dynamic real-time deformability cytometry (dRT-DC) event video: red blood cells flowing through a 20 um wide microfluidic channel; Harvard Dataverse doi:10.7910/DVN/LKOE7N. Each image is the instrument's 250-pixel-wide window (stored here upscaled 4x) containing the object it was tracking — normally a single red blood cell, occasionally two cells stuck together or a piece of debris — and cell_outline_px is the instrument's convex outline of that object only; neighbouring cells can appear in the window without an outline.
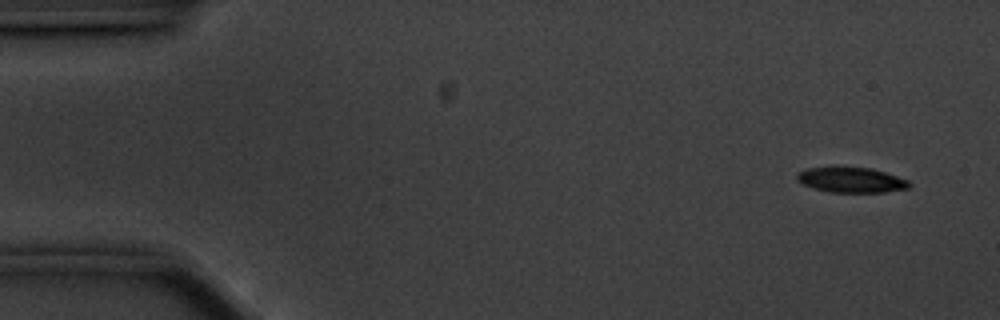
{"species": "common noctule bat (a hibernating species)", "species_latin": "Nyctalus noctula", "temperature_condition": "cold", "stored_images_in_passage": 54, "camera_frame_rate_fps": 3000, "um_per_image_px": 0.085, "animal": {"sex": "male", "body_mass_g": 20.1, "forearm_length_mm": 53.5}, "frame": {"image": 1, "passage_image": 1, "time_ms": 0.0, "image_size_px": [1000, 320], "cell_outline_px": [[912, 184], [908, 188], [884, 192], [828, 192], [804, 184], [796, 180], [796, 176], [800, 172], [808, 168], [832, 164], [840, 164], [868, 168], [884, 172], [908, 180]], "centroid_in_image_um": [72.31, 15.24], "position_along_channel_um": 12.7, "area_um2": 16.99}}
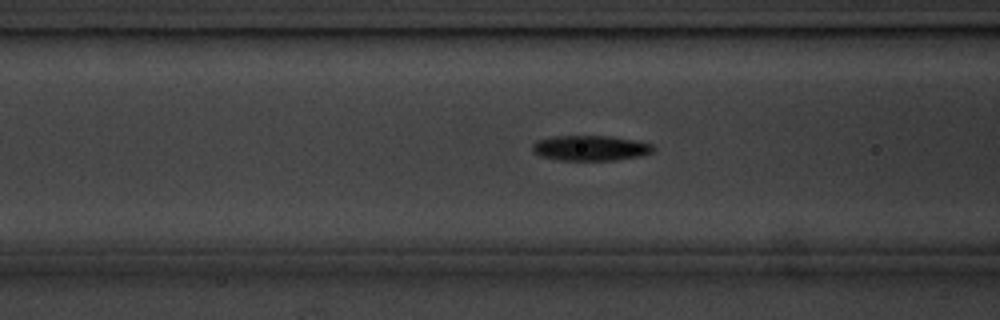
{"frame": {"image": 2, "passage_image": 19, "time_ms": 6.0, "image_size_px": [1000, 320], "cell_outline_px": [[656, 148], [652, 152], [640, 156], [616, 160], [560, 160], [540, 156], [532, 152], [532, 144], [536, 140], [552, 136], [608, 136], [632, 140], [652, 144]], "centroid_in_image_um": [50.15, 12.58], "position_along_channel_um": 116.5, "area_um2": 17.8}}
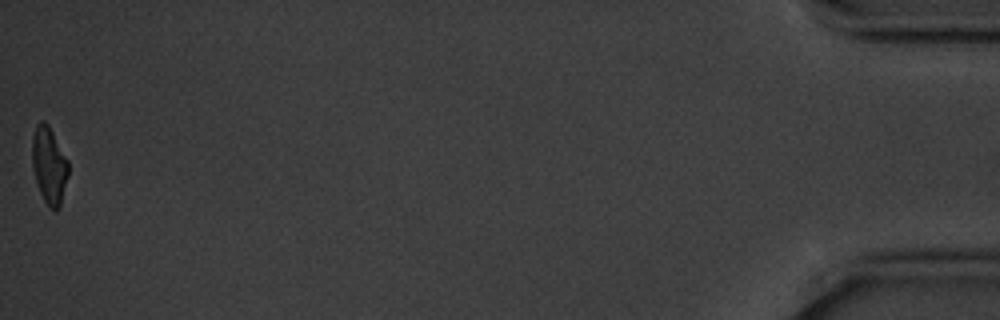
{"frame": {"image": 3, "passage_image": 54, "time_ms": 17.667, "image_size_px": [1000, 320], "cell_outline_px": [[68, 176], [60, 204], [56, 212], [44, 200], [40, 192], [36, 180], [32, 164], [32, 136], [36, 124], [40, 120], [44, 120], [48, 124], [68, 160]], "centroid_in_image_um": [4.17, 14.0], "position_along_channel_um": 431.0, "area_um2": 16.07}, "authors_computed_cell_mechanics": {"area_um2": 17.6001, "velocity_mm_per_s": 3.5371, "shape_relaxation_time_tau1_ms": 2.9242, "shape_relaxation_time_tau2_ms": 8.1539, "deformation_change_tau1": 0.1166, "deformation_change_tau2": 0.1718}}